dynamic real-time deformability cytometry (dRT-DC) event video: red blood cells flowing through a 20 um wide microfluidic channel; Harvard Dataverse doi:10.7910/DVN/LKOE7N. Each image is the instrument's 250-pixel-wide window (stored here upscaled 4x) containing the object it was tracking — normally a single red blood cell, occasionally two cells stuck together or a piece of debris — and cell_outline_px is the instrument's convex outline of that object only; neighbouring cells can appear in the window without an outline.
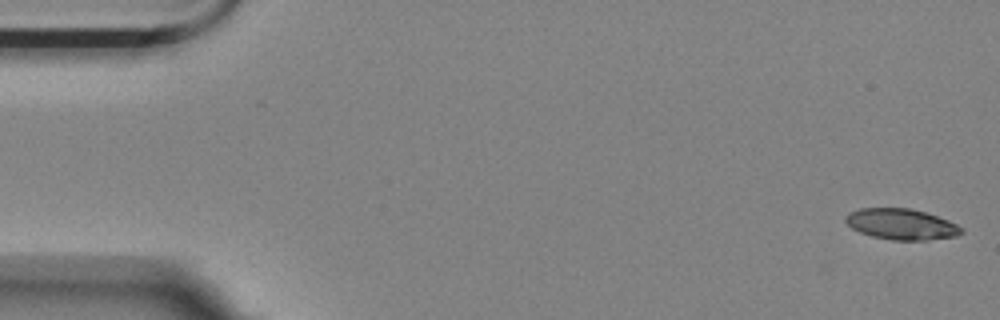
{"species": "Egyptian fruit bat (a non-hibernating species)", "species_latin": "Rousettus aegyptiacus", "temperature_condition": "room temperature", "stored_images_in_passage": 7, "camera_frame_rate_fps": 3000, "um_per_image_px": 0.085, "animal": {"sex": "female"}, "frame": {"image": 1, "passage_image": 1, "time_ms": 0.0, "image_size_px": [1000, 320], "cell_outline_px": [[964, 232], [956, 236], [928, 240], [892, 240], [872, 236], [860, 232], [852, 228], [844, 220], [844, 216], [848, 212], [860, 208], [908, 208], [924, 212], [948, 220], [964, 228]], "centroid_in_image_um": [76.6, 19.06], "position_along_channel_um": 8.4, "area_um2": 20.87}}
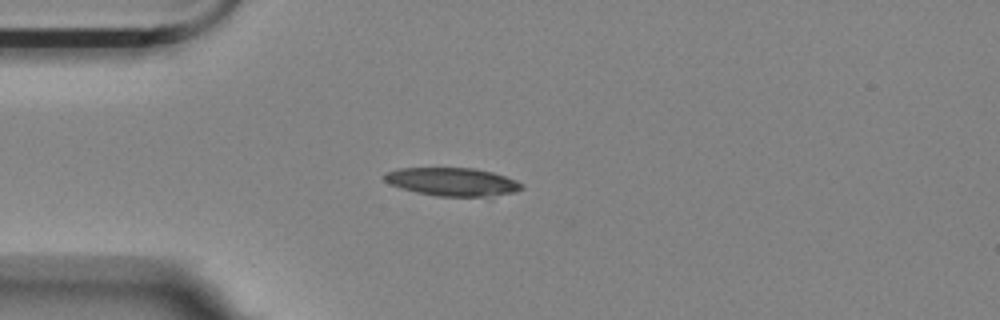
{"frame": {"image": 2, "passage_image": 4, "time_ms": 4.333, "image_size_px": [1000, 320], "cell_outline_px": [[524, 188], [488, 200], [436, 196], [416, 192], [400, 188], [388, 184], [384, 180], [384, 172], [400, 168], [472, 168], [492, 172], [516, 180], [524, 184]], "centroid_in_image_um": [38.51, 15.51], "position_along_channel_um": 46.5, "area_um2": 23.58}}
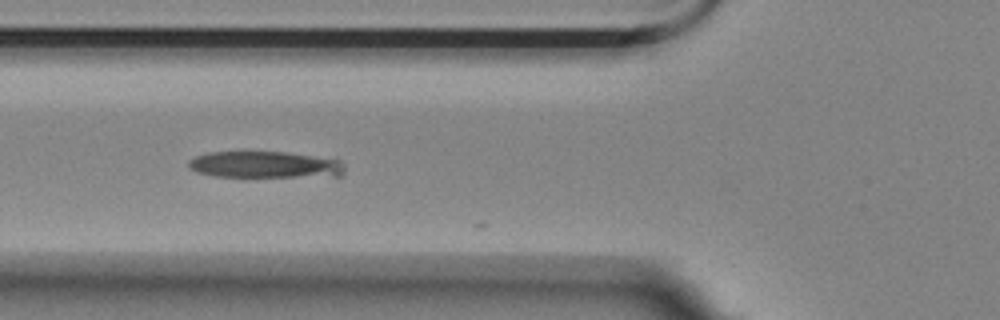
{"frame": {"image": 3, "passage_image": 6, "time_ms": 6.333, "image_size_px": [1000, 320], "cell_outline_px": [[344, 172], [340, 176], [216, 176], [196, 172], [188, 164], [188, 160], [196, 156], [208, 152], [244, 148], [284, 152], [340, 160], [344, 164]], "centroid_in_image_um": [22.44, 13.94], "position_along_channel_um": 103.4, "area_um2": 24.91}}